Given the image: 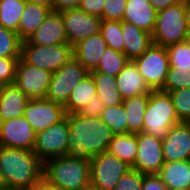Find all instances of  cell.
I'll return each instance as SVG.
<instances>
[{
  "label": "cell",
  "instance_id": "44dd1931",
  "mask_svg": "<svg viewBox=\"0 0 190 190\" xmlns=\"http://www.w3.org/2000/svg\"><path fill=\"white\" fill-rule=\"evenodd\" d=\"M116 80L117 89L123 100L141 94H149L152 91L133 61H128L116 76Z\"/></svg>",
  "mask_w": 190,
  "mask_h": 190
},
{
  "label": "cell",
  "instance_id": "9a60e30c",
  "mask_svg": "<svg viewBox=\"0 0 190 190\" xmlns=\"http://www.w3.org/2000/svg\"><path fill=\"white\" fill-rule=\"evenodd\" d=\"M36 134L24 116L0 122V146L32 150Z\"/></svg>",
  "mask_w": 190,
  "mask_h": 190
},
{
  "label": "cell",
  "instance_id": "7bdbcfd3",
  "mask_svg": "<svg viewBox=\"0 0 190 190\" xmlns=\"http://www.w3.org/2000/svg\"><path fill=\"white\" fill-rule=\"evenodd\" d=\"M82 0H53L52 10L53 11H63L67 9L79 8Z\"/></svg>",
  "mask_w": 190,
  "mask_h": 190
},
{
  "label": "cell",
  "instance_id": "cb8c5ba5",
  "mask_svg": "<svg viewBox=\"0 0 190 190\" xmlns=\"http://www.w3.org/2000/svg\"><path fill=\"white\" fill-rule=\"evenodd\" d=\"M51 9L26 1L20 18L17 34L22 41L27 40L43 23Z\"/></svg>",
  "mask_w": 190,
  "mask_h": 190
},
{
  "label": "cell",
  "instance_id": "5b68a950",
  "mask_svg": "<svg viewBox=\"0 0 190 190\" xmlns=\"http://www.w3.org/2000/svg\"><path fill=\"white\" fill-rule=\"evenodd\" d=\"M187 32L185 0H182L157 12L152 42L168 47L184 42Z\"/></svg>",
  "mask_w": 190,
  "mask_h": 190
},
{
  "label": "cell",
  "instance_id": "7a4b0ae2",
  "mask_svg": "<svg viewBox=\"0 0 190 190\" xmlns=\"http://www.w3.org/2000/svg\"><path fill=\"white\" fill-rule=\"evenodd\" d=\"M0 171L9 190H28L43 177L44 162L32 150L0 146Z\"/></svg>",
  "mask_w": 190,
  "mask_h": 190
},
{
  "label": "cell",
  "instance_id": "1f68e13d",
  "mask_svg": "<svg viewBox=\"0 0 190 190\" xmlns=\"http://www.w3.org/2000/svg\"><path fill=\"white\" fill-rule=\"evenodd\" d=\"M100 33L109 48L124 53L121 21L102 20Z\"/></svg>",
  "mask_w": 190,
  "mask_h": 190
},
{
  "label": "cell",
  "instance_id": "484cf974",
  "mask_svg": "<svg viewBox=\"0 0 190 190\" xmlns=\"http://www.w3.org/2000/svg\"><path fill=\"white\" fill-rule=\"evenodd\" d=\"M149 94H141L123 100L127 114L128 133L143 132V118L147 107Z\"/></svg>",
  "mask_w": 190,
  "mask_h": 190
},
{
  "label": "cell",
  "instance_id": "836d02e7",
  "mask_svg": "<svg viewBox=\"0 0 190 190\" xmlns=\"http://www.w3.org/2000/svg\"><path fill=\"white\" fill-rule=\"evenodd\" d=\"M166 49L169 57V67L190 68V47L185 42L170 45Z\"/></svg>",
  "mask_w": 190,
  "mask_h": 190
},
{
  "label": "cell",
  "instance_id": "d6986e66",
  "mask_svg": "<svg viewBox=\"0 0 190 190\" xmlns=\"http://www.w3.org/2000/svg\"><path fill=\"white\" fill-rule=\"evenodd\" d=\"M29 100L14 83L0 86V122L23 116Z\"/></svg>",
  "mask_w": 190,
  "mask_h": 190
},
{
  "label": "cell",
  "instance_id": "8992f818",
  "mask_svg": "<svg viewBox=\"0 0 190 190\" xmlns=\"http://www.w3.org/2000/svg\"><path fill=\"white\" fill-rule=\"evenodd\" d=\"M73 57V46L68 43L38 46L28 40L21 43L20 58L27 64L53 73Z\"/></svg>",
  "mask_w": 190,
  "mask_h": 190
},
{
  "label": "cell",
  "instance_id": "e575fe53",
  "mask_svg": "<svg viewBox=\"0 0 190 190\" xmlns=\"http://www.w3.org/2000/svg\"><path fill=\"white\" fill-rule=\"evenodd\" d=\"M182 88H190V68L178 69L169 67L165 84L161 90L169 92Z\"/></svg>",
  "mask_w": 190,
  "mask_h": 190
},
{
  "label": "cell",
  "instance_id": "4fadbf2b",
  "mask_svg": "<svg viewBox=\"0 0 190 190\" xmlns=\"http://www.w3.org/2000/svg\"><path fill=\"white\" fill-rule=\"evenodd\" d=\"M137 155L132 169L144 175L158 174L164 165L162 139L137 133Z\"/></svg>",
  "mask_w": 190,
  "mask_h": 190
},
{
  "label": "cell",
  "instance_id": "30bf717a",
  "mask_svg": "<svg viewBox=\"0 0 190 190\" xmlns=\"http://www.w3.org/2000/svg\"><path fill=\"white\" fill-rule=\"evenodd\" d=\"M69 124L66 116L48 127L45 131L36 134V143L33 152L46 162L51 158L67 155L69 143Z\"/></svg>",
  "mask_w": 190,
  "mask_h": 190
},
{
  "label": "cell",
  "instance_id": "9c48e42d",
  "mask_svg": "<svg viewBox=\"0 0 190 190\" xmlns=\"http://www.w3.org/2000/svg\"><path fill=\"white\" fill-rule=\"evenodd\" d=\"M133 62L151 90L163 88L169 70V57L166 47L152 43Z\"/></svg>",
  "mask_w": 190,
  "mask_h": 190
},
{
  "label": "cell",
  "instance_id": "7402d4cb",
  "mask_svg": "<svg viewBox=\"0 0 190 190\" xmlns=\"http://www.w3.org/2000/svg\"><path fill=\"white\" fill-rule=\"evenodd\" d=\"M157 11L149 0H127L123 20L152 34Z\"/></svg>",
  "mask_w": 190,
  "mask_h": 190
},
{
  "label": "cell",
  "instance_id": "ee69618b",
  "mask_svg": "<svg viewBox=\"0 0 190 190\" xmlns=\"http://www.w3.org/2000/svg\"><path fill=\"white\" fill-rule=\"evenodd\" d=\"M28 190H61V189L50 183L45 177H42Z\"/></svg>",
  "mask_w": 190,
  "mask_h": 190
},
{
  "label": "cell",
  "instance_id": "b9f144b4",
  "mask_svg": "<svg viewBox=\"0 0 190 190\" xmlns=\"http://www.w3.org/2000/svg\"><path fill=\"white\" fill-rule=\"evenodd\" d=\"M141 190H168L157 174L144 175Z\"/></svg>",
  "mask_w": 190,
  "mask_h": 190
},
{
  "label": "cell",
  "instance_id": "6da1fadb",
  "mask_svg": "<svg viewBox=\"0 0 190 190\" xmlns=\"http://www.w3.org/2000/svg\"><path fill=\"white\" fill-rule=\"evenodd\" d=\"M69 143L67 154L90 161L93 156L107 151L114 133L100 117H86L79 113L67 114Z\"/></svg>",
  "mask_w": 190,
  "mask_h": 190
},
{
  "label": "cell",
  "instance_id": "2e32d148",
  "mask_svg": "<svg viewBox=\"0 0 190 190\" xmlns=\"http://www.w3.org/2000/svg\"><path fill=\"white\" fill-rule=\"evenodd\" d=\"M164 162L190 160V130L185 122L173 125L162 139Z\"/></svg>",
  "mask_w": 190,
  "mask_h": 190
},
{
  "label": "cell",
  "instance_id": "bcb514c9",
  "mask_svg": "<svg viewBox=\"0 0 190 190\" xmlns=\"http://www.w3.org/2000/svg\"><path fill=\"white\" fill-rule=\"evenodd\" d=\"M26 1L31 2V3H36L38 5L47 7L52 10V1L53 0H26Z\"/></svg>",
  "mask_w": 190,
  "mask_h": 190
},
{
  "label": "cell",
  "instance_id": "f546056e",
  "mask_svg": "<svg viewBox=\"0 0 190 190\" xmlns=\"http://www.w3.org/2000/svg\"><path fill=\"white\" fill-rule=\"evenodd\" d=\"M127 114L123 104L105 107L100 119L114 134H128Z\"/></svg>",
  "mask_w": 190,
  "mask_h": 190
},
{
  "label": "cell",
  "instance_id": "5bb4252c",
  "mask_svg": "<svg viewBox=\"0 0 190 190\" xmlns=\"http://www.w3.org/2000/svg\"><path fill=\"white\" fill-rule=\"evenodd\" d=\"M23 116L30 123L35 134L45 131L48 127L66 116L64 105L47 99H30Z\"/></svg>",
  "mask_w": 190,
  "mask_h": 190
},
{
  "label": "cell",
  "instance_id": "ab89813d",
  "mask_svg": "<svg viewBox=\"0 0 190 190\" xmlns=\"http://www.w3.org/2000/svg\"><path fill=\"white\" fill-rule=\"evenodd\" d=\"M104 108L105 106L102 100L98 95H95L78 113L86 117H100Z\"/></svg>",
  "mask_w": 190,
  "mask_h": 190
},
{
  "label": "cell",
  "instance_id": "8d00e7d4",
  "mask_svg": "<svg viewBox=\"0 0 190 190\" xmlns=\"http://www.w3.org/2000/svg\"><path fill=\"white\" fill-rule=\"evenodd\" d=\"M127 0H105L102 20L122 21Z\"/></svg>",
  "mask_w": 190,
  "mask_h": 190
},
{
  "label": "cell",
  "instance_id": "f907efd6",
  "mask_svg": "<svg viewBox=\"0 0 190 190\" xmlns=\"http://www.w3.org/2000/svg\"><path fill=\"white\" fill-rule=\"evenodd\" d=\"M185 123L188 125L189 130H190V120L186 121Z\"/></svg>",
  "mask_w": 190,
  "mask_h": 190
},
{
  "label": "cell",
  "instance_id": "f1b7e54d",
  "mask_svg": "<svg viewBox=\"0 0 190 190\" xmlns=\"http://www.w3.org/2000/svg\"><path fill=\"white\" fill-rule=\"evenodd\" d=\"M26 0H0V26L17 33Z\"/></svg>",
  "mask_w": 190,
  "mask_h": 190
},
{
  "label": "cell",
  "instance_id": "ba28073f",
  "mask_svg": "<svg viewBox=\"0 0 190 190\" xmlns=\"http://www.w3.org/2000/svg\"><path fill=\"white\" fill-rule=\"evenodd\" d=\"M90 72L73 56L51 75L45 99L65 105L71 91Z\"/></svg>",
  "mask_w": 190,
  "mask_h": 190
},
{
  "label": "cell",
  "instance_id": "8fae6325",
  "mask_svg": "<svg viewBox=\"0 0 190 190\" xmlns=\"http://www.w3.org/2000/svg\"><path fill=\"white\" fill-rule=\"evenodd\" d=\"M52 73L18 59L14 84L30 99H45Z\"/></svg>",
  "mask_w": 190,
  "mask_h": 190
},
{
  "label": "cell",
  "instance_id": "603a6c76",
  "mask_svg": "<svg viewBox=\"0 0 190 190\" xmlns=\"http://www.w3.org/2000/svg\"><path fill=\"white\" fill-rule=\"evenodd\" d=\"M157 175L168 189L190 190V160L165 162Z\"/></svg>",
  "mask_w": 190,
  "mask_h": 190
},
{
  "label": "cell",
  "instance_id": "60d3db41",
  "mask_svg": "<svg viewBox=\"0 0 190 190\" xmlns=\"http://www.w3.org/2000/svg\"><path fill=\"white\" fill-rule=\"evenodd\" d=\"M105 0H82L80 9L92 16L101 18Z\"/></svg>",
  "mask_w": 190,
  "mask_h": 190
},
{
  "label": "cell",
  "instance_id": "f6af8a7d",
  "mask_svg": "<svg viewBox=\"0 0 190 190\" xmlns=\"http://www.w3.org/2000/svg\"><path fill=\"white\" fill-rule=\"evenodd\" d=\"M181 1L182 0H149L157 12Z\"/></svg>",
  "mask_w": 190,
  "mask_h": 190
},
{
  "label": "cell",
  "instance_id": "7c38bea8",
  "mask_svg": "<svg viewBox=\"0 0 190 190\" xmlns=\"http://www.w3.org/2000/svg\"><path fill=\"white\" fill-rule=\"evenodd\" d=\"M68 44L74 46L91 35L100 33L102 19L73 8L61 11Z\"/></svg>",
  "mask_w": 190,
  "mask_h": 190
},
{
  "label": "cell",
  "instance_id": "3957f363",
  "mask_svg": "<svg viewBox=\"0 0 190 190\" xmlns=\"http://www.w3.org/2000/svg\"><path fill=\"white\" fill-rule=\"evenodd\" d=\"M45 177L61 190H90V161L67 155L44 162Z\"/></svg>",
  "mask_w": 190,
  "mask_h": 190
},
{
  "label": "cell",
  "instance_id": "c3c4849f",
  "mask_svg": "<svg viewBox=\"0 0 190 190\" xmlns=\"http://www.w3.org/2000/svg\"><path fill=\"white\" fill-rule=\"evenodd\" d=\"M0 190H9L0 171Z\"/></svg>",
  "mask_w": 190,
  "mask_h": 190
},
{
  "label": "cell",
  "instance_id": "4dcf8cb0",
  "mask_svg": "<svg viewBox=\"0 0 190 190\" xmlns=\"http://www.w3.org/2000/svg\"><path fill=\"white\" fill-rule=\"evenodd\" d=\"M128 61L129 60L124 53L115 51L114 49L107 47L102 55L98 67L93 71L116 77L119 72L124 68V66L128 63Z\"/></svg>",
  "mask_w": 190,
  "mask_h": 190
},
{
  "label": "cell",
  "instance_id": "4316f807",
  "mask_svg": "<svg viewBox=\"0 0 190 190\" xmlns=\"http://www.w3.org/2000/svg\"><path fill=\"white\" fill-rule=\"evenodd\" d=\"M96 95V84L91 74L82 79L71 91L64 105L66 114L78 113L91 98Z\"/></svg>",
  "mask_w": 190,
  "mask_h": 190
},
{
  "label": "cell",
  "instance_id": "52a82bcc",
  "mask_svg": "<svg viewBox=\"0 0 190 190\" xmlns=\"http://www.w3.org/2000/svg\"><path fill=\"white\" fill-rule=\"evenodd\" d=\"M131 167L117 156L105 151L90 160V190H113Z\"/></svg>",
  "mask_w": 190,
  "mask_h": 190
},
{
  "label": "cell",
  "instance_id": "e0dca14e",
  "mask_svg": "<svg viewBox=\"0 0 190 190\" xmlns=\"http://www.w3.org/2000/svg\"><path fill=\"white\" fill-rule=\"evenodd\" d=\"M27 40L38 46L68 43L61 12L51 10L43 23Z\"/></svg>",
  "mask_w": 190,
  "mask_h": 190
},
{
  "label": "cell",
  "instance_id": "d6a6232c",
  "mask_svg": "<svg viewBox=\"0 0 190 190\" xmlns=\"http://www.w3.org/2000/svg\"><path fill=\"white\" fill-rule=\"evenodd\" d=\"M21 43L19 35L0 26V57L20 58Z\"/></svg>",
  "mask_w": 190,
  "mask_h": 190
},
{
  "label": "cell",
  "instance_id": "ffe728a7",
  "mask_svg": "<svg viewBox=\"0 0 190 190\" xmlns=\"http://www.w3.org/2000/svg\"><path fill=\"white\" fill-rule=\"evenodd\" d=\"M121 29L124 42V54L129 61L140 57L153 43L152 34L137 26L121 21Z\"/></svg>",
  "mask_w": 190,
  "mask_h": 190
},
{
  "label": "cell",
  "instance_id": "d590c367",
  "mask_svg": "<svg viewBox=\"0 0 190 190\" xmlns=\"http://www.w3.org/2000/svg\"><path fill=\"white\" fill-rule=\"evenodd\" d=\"M180 122L190 120V88H182L168 92Z\"/></svg>",
  "mask_w": 190,
  "mask_h": 190
},
{
  "label": "cell",
  "instance_id": "d4e9b609",
  "mask_svg": "<svg viewBox=\"0 0 190 190\" xmlns=\"http://www.w3.org/2000/svg\"><path fill=\"white\" fill-rule=\"evenodd\" d=\"M137 148V134H114L107 151L132 168L138 152Z\"/></svg>",
  "mask_w": 190,
  "mask_h": 190
},
{
  "label": "cell",
  "instance_id": "f35d334b",
  "mask_svg": "<svg viewBox=\"0 0 190 190\" xmlns=\"http://www.w3.org/2000/svg\"><path fill=\"white\" fill-rule=\"evenodd\" d=\"M18 59L0 57V86L14 83Z\"/></svg>",
  "mask_w": 190,
  "mask_h": 190
},
{
  "label": "cell",
  "instance_id": "ac0fdd59",
  "mask_svg": "<svg viewBox=\"0 0 190 190\" xmlns=\"http://www.w3.org/2000/svg\"><path fill=\"white\" fill-rule=\"evenodd\" d=\"M107 47L101 33H98L76 43L73 46V56L91 72L98 67Z\"/></svg>",
  "mask_w": 190,
  "mask_h": 190
},
{
  "label": "cell",
  "instance_id": "681fc988",
  "mask_svg": "<svg viewBox=\"0 0 190 190\" xmlns=\"http://www.w3.org/2000/svg\"><path fill=\"white\" fill-rule=\"evenodd\" d=\"M184 42L190 47V31L187 32Z\"/></svg>",
  "mask_w": 190,
  "mask_h": 190
},
{
  "label": "cell",
  "instance_id": "7dc6e473",
  "mask_svg": "<svg viewBox=\"0 0 190 190\" xmlns=\"http://www.w3.org/2000/svg\"><path fill=\"white\" fill-rule=\"evenodd\" d=\"M185 12L188 31H190V1L185 0Z\"/></svg>",
  "mask_w": 190,
  "mask_h": 190
},
{
  "label": "cell",
  "instance_id": "277c9868",
  "mask_svg": "<svg viewBox=\"0 0 190 190\" xmlns=\"http://www.w3.org/2000/svg\"><path fill=\"white\" fill-rule=\"evenodd\" d=\"M180 123L168 92L152 90L143 118V133L163 139L169 129Z\"/></svg>",
  "mask_w": 190,
  "mask_h": 190
},
{
  "label": "cell",
  "instance_id": "74e56055",
  "mask_svg": "<svg viewBox=\"0 0 190 190\" xmlns=\"http://www.w3.org/2000/svg\"><path fill=\"white\" fill-rule=\"evenodd\" d=\"M143 184V174L130 169L117 182L113 190H141Z\"/></svg>",
  "mask_w": 190,
  "mask_h": 190
},
{
  "label": "cell",
  "instance_id": "83f0119b",
  "mask_svg": "<svg viewBox=\"0 0 190 190\" xmlns=\"http://www.w3.org/2000/svg\"><path fill=\"white\" fill-rule=\"evenodd\" d=\"M90 74L93 76L96 84V95L99 96L105 107L123 103V99L117 89L116 77L97 71H91Z\"/></svg>",
  "mask_w": 190,
  "mask_h": 190
},
{
  "label": "cell",
  "instance_id": "816d5d0a",
  "mask_svg": "<svg viewBox=\"0 0 190 190\" xmlns=\"http://www.w3.org/2000/svg\"><path fill=\"white\" fill-rule=\"evenodd\" d=\"M168 190H184V189H168Z\"/></svg>",
  "mask_w": 190,
  "mask_h": 190
}]
</instances>
